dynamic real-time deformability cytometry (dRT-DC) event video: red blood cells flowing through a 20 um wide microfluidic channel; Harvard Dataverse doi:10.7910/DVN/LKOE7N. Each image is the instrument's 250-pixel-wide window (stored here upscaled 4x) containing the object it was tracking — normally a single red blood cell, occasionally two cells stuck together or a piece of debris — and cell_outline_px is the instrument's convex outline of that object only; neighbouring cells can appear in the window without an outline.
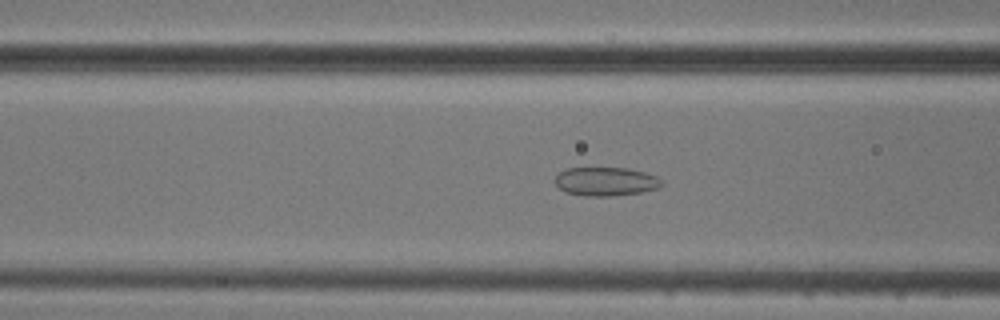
{"species": "common noctule bat (a hibernating species)", "species_latin": "Nyctalus noctula", "temperature_condition": "cold", "stored_images_in_passage": 39, "camera_frame_rate_fps": 3000, "um_per_image_px": 0.085, "animal": {"sex": "male", "body_mass_g": 20.5, "forearm_length_mm": 52.5}, "frame": {"image": 1, "passage_image": 20, "time_ms": 6.333, "image_size_px": [1000, 320], "cell_outline_px": [[664, 184], [656, 188], [640, 192], [612, 196], [584, 196], [564, 192], [552, 180], [564, 168], [628, 168], [644, 172], [656, 176]], "centroid_in_image_um": [51.44, 15.42], "position_along_channel_um": 115.2, "area_um2": 17.86}}
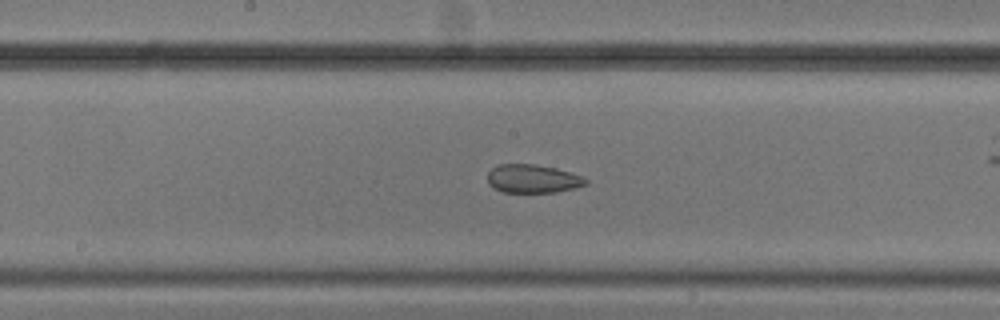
{"frame": {"image": 2, "passage_image": 27, "time_ms": 8.667, "image_size_px": [1000, 320], "cell_outline_px": [[588, 184], [576, 188], [556, 192], [504, 192], [488, 184], [488, 172], [496, 164], [536, 164], [556, 168], [584, 176], [588, 180]], "centroid_in_image_um": [45.32, 15.18], "position_along_channel_um": 202.9, "area_um2": 16.42}}
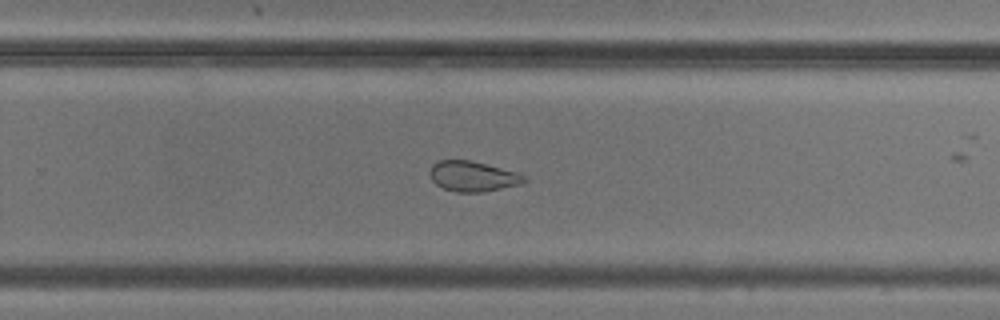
{"frame": {"image": 3, "passage_image": 34, "time_ms": 11.0, "image_size_px": [1000, 320], "cell_outline_px": [[528, 180], [520, 184], [480, 192], [456, 192], [444, 188], [436, 184], [432, 180], [428, 172], [432, 164], [436, 160], [468, 160], [516, 172], [528, 176]], "centroid_in_image_um": [40.16, 14.98], "position_along_channel_um": 289.6, "area_um2": 16.53}}